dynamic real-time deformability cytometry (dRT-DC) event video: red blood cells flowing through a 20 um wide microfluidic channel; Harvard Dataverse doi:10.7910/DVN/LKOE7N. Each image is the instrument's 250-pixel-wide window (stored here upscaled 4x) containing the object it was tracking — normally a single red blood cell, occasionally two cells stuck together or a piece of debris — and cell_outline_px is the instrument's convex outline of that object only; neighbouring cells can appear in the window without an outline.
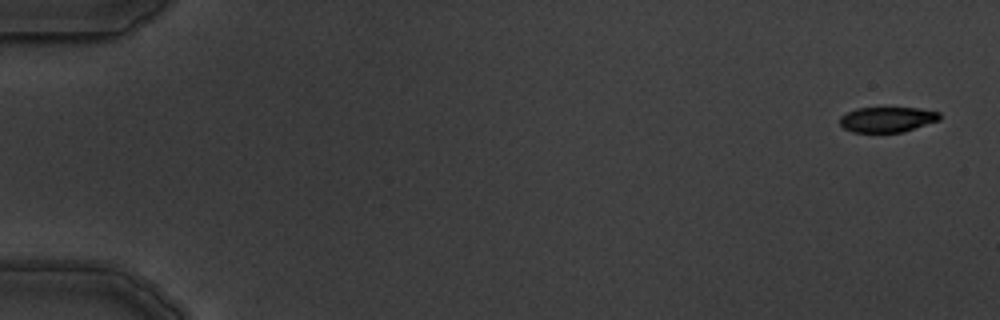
{"species": "common noctule bat (a hibernating species)", "species_latin": "Nyctalus noctula", "temperature_condition": "warm", "stored_images_in_passage": 5, "camera_frame_rate_fps": 3000, "um_per_image_px": 0.085, "animal": {"sex": "male", "body_mass_g": 19.5, "forearm_length_mm": 54.6}, "frame": {"image": 1, "passage_image": 1, "time_ms": 0.0, "image_size_px": [1000, 320], "cell_outline_px": [[940, 120], [904, 132], [852, 132], [844, 128], [840, 124], [840, 116], [856, 108], [920, 108], [940, 112]], "centroid_in_image_um": [75.43, 10.15], "position_along_channel_um": 9.6, "area_um2": 14.74}}